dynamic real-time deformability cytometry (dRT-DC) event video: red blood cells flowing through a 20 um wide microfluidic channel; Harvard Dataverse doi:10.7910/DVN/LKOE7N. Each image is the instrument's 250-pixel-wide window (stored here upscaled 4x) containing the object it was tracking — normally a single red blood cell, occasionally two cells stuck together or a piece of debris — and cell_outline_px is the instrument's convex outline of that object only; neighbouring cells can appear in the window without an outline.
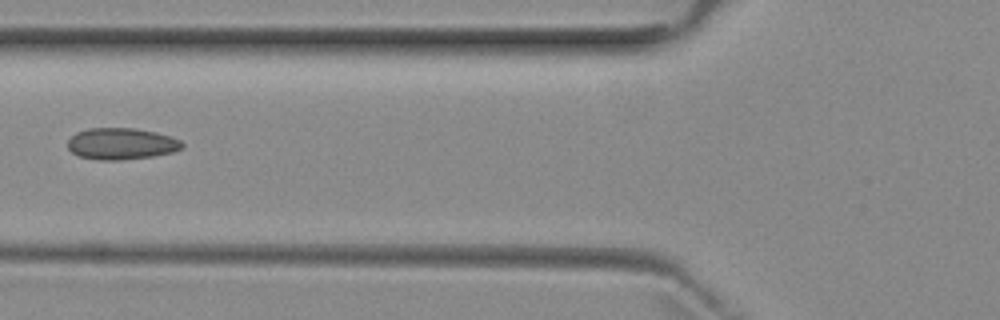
{"species": "common noctule bat (a hibernating species)", "species_latin": "Nyctalus noctula", "temperature_condition": "room temperature", "stored_images_in_passage": 5, "camera_frame_rate_fps": 3000, "um_per_image_px": 0.085, "animal": {"sex": "female", "body_mass_g": 29.2, "forearm_length_mm": 56.3}, "frame": {"image": 1, "passage_image": 4, "time_ms": 3.667, "image_size_px": [1000, 320], "cell_outline_px": [[184, 148], [172, 152], [152, 156], [120, 160], [100, 160], [80, 156], [72, 152], [68, 148], [68, 140], [76, 132], [88, 128], [136, 128], [156, 132], [180, 140], [184, 144]], "centroid_in_image_um": [10.32, 12.21], "position_along_channel_um": 115.5, "area_um2": 20.98}}
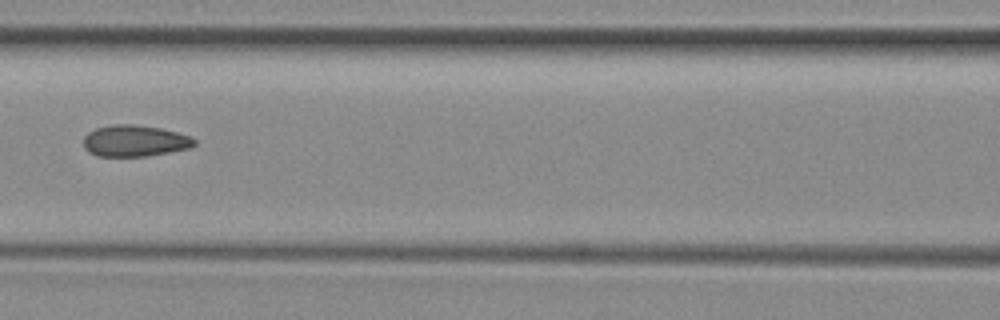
{"frame": {"image": 2, "passage_image": 5, "time_ms": 4.667, "image_size_px": [1000, 320], "cell_outline_px": [[196, 144], [192, 148], [148, 156], [96, 156], [88, 152], [84, 148], [84, 136], [88, 132], [96, 128], [116, 124], [132, 124], [160, 128], [176, 132], [188, 136], [196, 140]], "centroid_in_image_um": [11.45, 11.98], "position_along_channel_um": 155.2, "area_um2": 20.35}}